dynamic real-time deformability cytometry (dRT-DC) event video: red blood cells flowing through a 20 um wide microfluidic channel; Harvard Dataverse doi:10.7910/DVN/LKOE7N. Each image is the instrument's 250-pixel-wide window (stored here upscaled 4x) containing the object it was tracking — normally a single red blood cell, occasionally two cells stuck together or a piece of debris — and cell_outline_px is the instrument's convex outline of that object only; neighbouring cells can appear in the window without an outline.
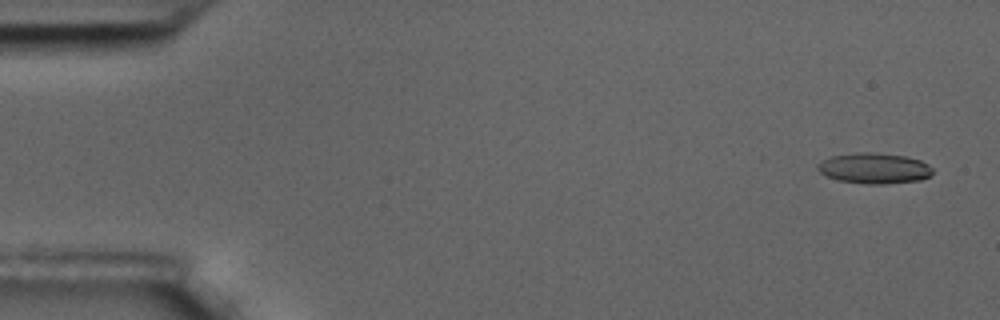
{"species": "common noctule bat (a hibernating species)", "species_latin": "Nyctalus noctula", "temperature_condition": "room temperature", "stored_images_in_passage": 5, "camera_frame_rate_fps": 3000, "um_per_image_px": 0.085, "animal": {"sex": "male", "body_mass_g": 17.5, "forearm_length_mm": 52.3}, "frame": {"image": 1, "passage_image": 1, "time_ms": 0.0, "image_size_px": [1000, 320], "cell_outline_px": [[932, 176], [920, 180], [880, 184], [868, 184], [840, 180], [828, 176], [820, 172], [816, 168], [816, 164], [832, 156], [856, 152], [872, 152], [904, 156], [920, 160], [928, 164], [932, 168]], "centroid_in_image_um": [74.32, 14.3], "position_along_channel_um": 10.7, "area_um2": 20.4}}
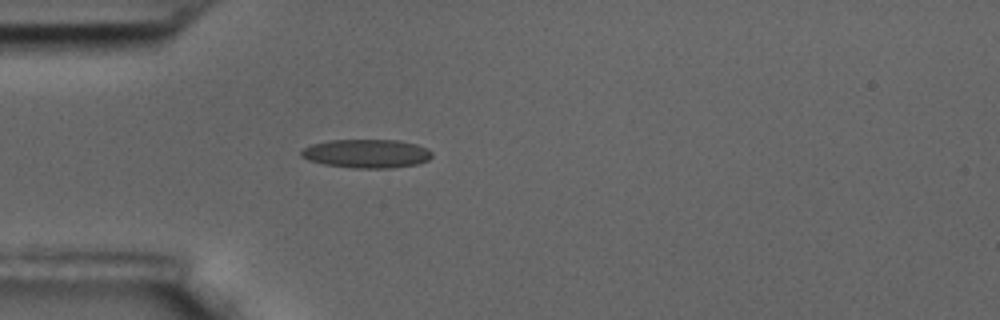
{"frame": {"image": 2, "passage_image": 5, "time_ms": 1.333, "image_size_px": [1000, 320], "cell_outline_px": [[432, 156], [428, 160], [416, 164], [392, 168], [352, 168], [324, 164], [308, 160], [300, 156], [300, 152], [304, 148], [312, 144], [328, 140], [400, 140], [416, 144], [428, 148], [432, 152]], "centroid_in_image_um": [31.16, 13.05], "position_along_channel_um": 53.8, "area_um2": 21.96}}